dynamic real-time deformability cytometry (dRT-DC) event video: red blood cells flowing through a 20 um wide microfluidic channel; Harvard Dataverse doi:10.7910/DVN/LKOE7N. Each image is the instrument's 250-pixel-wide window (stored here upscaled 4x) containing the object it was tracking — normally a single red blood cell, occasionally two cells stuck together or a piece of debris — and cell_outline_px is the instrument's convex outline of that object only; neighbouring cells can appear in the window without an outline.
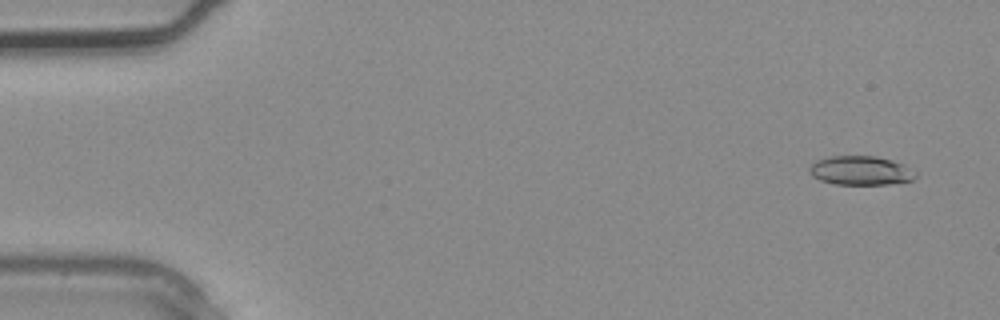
{"species": "common noctule bat (a hibernating species)", "species_latin": "Nyctalus noctula", "temperature_condition": "warm", "stored_images_in_passage": 5, "camera_frame_rate_fps": 3000, "um_per_image_px": 0.085, "animal": {"sex": "male", "body_mass_g": 20.4}, "frame": {"image": 1, "passage_image": 5, "time_ms": 1.333, "image_size_px": [1000, 320], "cell_outline_px": [[916, 176], [912, 180], [888, 184], [832, 184], [820, 180], [812, 176], [808, 172], [808, 168], [816, 160], [832, 156], [876, 156], [892, 160], [904, 164], [916, 172]], "centroid_in_image_um": [73.14, 14.49], "position_along_channel_um": 11.9, "area_um2": 18.03}}